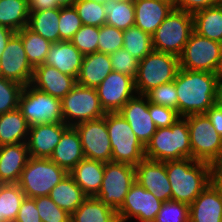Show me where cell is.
I'll return each mask as SVG.
<instances>
[{
  "mask_svg": "<svg viewBox=\"0 0 222 222\" xmlns=\"http://www.w3.org/2000/svg\"><path fill=\"white\" fill-rule=\"evenodd\" d=\"M181 117L204 114L218 99V80L215 73L179 69L174 79Z\"/></svg>",
  "mask_w": 222,
  "mask_h": 222,
  "instance_id": "6da1fadb",
  "label": "cell"
},
{
  "mask_svg": "<svg viewBox=\"0 0 222 222\" xmlns=\"http://www.w3.org/2000/svg\"><path fill=\"white\" fill-rule=\"evenodd\" d=\"M171 200L190 205L210 184V164L192 158L166 161Z\"/></svg>",
  "mask_w": 222,
  "mask_h": 222,
  "instance_id": "7a4b0ae2",
  "label": "cell"
},
{
  "mask_svg": "<svg viewBox=\"0 0 222 222\" xmlns=\"http://www.w3.org/2000/svg\"><path fill=\"white\" fill-rule=\"evenodd\" d=\"M145 158L159 162L191 158L187 119L181 117L170 127L158 128L145 147Z\"/></svg>",
  "mask_w": 222,
  "mask_h": 222,
  "instance_id": "3957f363",
  "label": "cell"
},
{
  "mask_svg": "<svg viewBox=\"0 0 222 222\" xmlns=\"http://www.w3.org/2000/svg\"><path fill=\"white\" fill-rule=\"evenodd\" d=\"M112 162L136 166L145 159V147L119 112H106Z\"/></svg>",
  "mask_w": 222,
  "mask_h": 222,
  "instance_id": "277c9868",
  "label": "cell"
},
{
  "mask_svg": "<svg viewBox=\"0 0 222 222\" xmlns=\"http://www.w3.org/2000/svg\"><path fill=\"white\" fill-rule=\"evenodd\" d=\"M179 69L178 56L153 50L138 63L134 79L137 94L145 95L154 87L174 81Z\"/></svg>",
  "mask_w": 222,
  "mask_h": 222,
  "instance_id": "5b68a950",
  "label": "cell"
},
{
  "mask_svg": "<svg viewBox=\"0 0 222 222\" xmlns=\"http://www.w3.org/2000/svg\"><path fill=\"white\" fill-rule=\"evenodd\" d=\"M67 174L64 168L49 158L29 157L18 185L27 198L48 196Z\"/></svg>",
  "mask_w": 222,
  "mask_h": 222,
  "instance_id": "8992f818",
  "label": "cell"
},
{
  "mask_svg": "<svg viewBox=\"0 0 222 222\" xmlns=\"http://www.w3.org/2000/svg\"><path fill=\"white\" fill-rule=\"evenodd\" d=\"M193 29V15L173 9L152 34L153 49L180 56Z\"/></svg>",
  "mask_w": 222,
  "mask_h": 222,
  "instance_id": "52a82bcc",
  "label": "cell"
},
{
  "mask_svg": "<svg viewBox=\"0 0 222 222\" xmlns=\"http://www.w3.org/2000/svg\"><path fill=\"white\" fill-rule=\"evenodd\" d=\"M185 118L189 129L191 158L209 164L217 162L222 151V136L205 114H192Z\"/></svg>",
  "mask_w": 222,
  "mask_h": 222,
  "instance_id": "ba28073f",
  "label": "cell"
},
{
  "mask_svg": "<svg viewBox=\"0 0 222 222\" xmlns=\"http://www.w3.org/2000/svg\"><path fill=\"white\" fill-rule=\"evenodd\" d=\"M19 109L29 127L44 123H62L61 100L48 95L31 84L24 86Z\"/></svg>",
  "mask_w": 222,
  "mask_h": 222,
  "instance_id": "9c48e42d",
  "label": "cell"
},
{
  "mask_svg": "<svg viewBox=\"0 0 222 222\" xmlns=\"http://www.w3.org/2000/svg\"><path fill=\"white\" fill-rule=\"evenodd\" d=\"M63 121L68 126H75L89 120L105 116L96 88L76 84L61 100Z\"/></svg>",
  "mask_w": 222,
  "mask_h": 222,
  "instance_id": "30bf717a",
  "label": "cell"
},
{
  "mask_svg": "<svg viewBox=\"0 0 222 222\" xmlns=\"http://www.w3.org/2000/svg\"><path fill=\"white\" fill-rule=\"evenodd\" d=\"M221 57L222 43L193 31L179 56L180 68L215 73Z\"/></svg>",
  "mask_w": 222,
  "mask_h": 222,
  "instance_id": "8fae6325",
  "label": "cell"
},
{
  "mask_svg": "<svg viewBox=\"0 0 222 222\" xmlns=\"http://www.w3.org/2000/svg\"><path fill=\"white\" fill-rule=\"evenodd\" d=\"M135 181L134 166L107 162L100 191L95 197L117 210L123 204L126 194Z\"/></svg>",
  "mask_w": 222,
  "mask_h": 222,
  "instance_id": "7c38bea8",
  "label": "cell"
},
{
  "mask_svg": "<svg viewBox=\"0 0 222 222\" xmlns=\"http://www.w3.org/2000/svg\"><path fill=\"white\" fill-rule=\"evenodd\" d=\"M74 127L79 133L85 158L104 163L112 162V148L106 126V114L102 118L82 122Z\"/></svg>",
  "mask_w": 222,
  "mask_h": 222,
  "instance_id": "4fadbf2b",
  "label": "cell"
},
{
  "mask_svg": "<svg viewBox=\"0 0 222 222\" xmlns=\"http://www.w3.org/2000/svg\"><path fill=\"white\" fill-rule=\"evenodd\" d=\"M34 68L30 65L21 37L15 32L0 56V76L23 86L31 84Z\"/></svg>",
  "mask_w": 222,
  "mask_h": 222,
  "instance_id": "5bb4252c",
  "label": "cell"
},
{
  "mask_svg": "<svg viewBox=\"0 0 222 222\" xmlns=\"http://www.w3.org/2000/svg\"><path fill=\"white\" fill-rule=\"evenodd\" d=\"M105 112H118L137 92L133 77L112 71L96 88Z\"/></svg>",
  "mask_w": 222,
  "mask_h": 222,
  "instance_id": "9a60e30c",
  "label": "cell"
},
{
  "mask_svg": "<svg viewBox=\"0 0 222 222\" xmlns=\"http://www.w3.org/2000/svg\"><path fill=\"white\" fill-rule=\"evenodd\" d=\"M162 203L135 181L126 194L123 204L117 209L119 222L156 219Z\"/></svg>",
  "mask_w": 222,
  "mask_h": 222,
  "instance_id": "2e32d148",
  "label": "cell"
},
{
  "mask_svg": "<svg viewBox=\"0 0 222 222\" xmlns=\"http://www.w3.org/2000/svg\"><path fill=\"white\" fill-rule=\"evenodd\" d=\"M118 112L130 124L141 144L146 147L157 130L149 114L147 97L136 94Z\"/></svg>",
  "mask_w": 222,
  "mask_h": 222,
  "instance_id": "e0dca14e",
  "label": "cell"
},
{
  "mask_svg": "<svg viewBox=\"0 0 222 222\" xmlns=\"http://www.w3.org/2000/svg\"><path fill=\"white\" fill-rule=\"evenodd\" d=\"M136 182L162 202L171 200V185L166 162L144 159L135 166Z\"/></svg>",
  "mask_w": 222,
  "mask_h": 222,
  "instance_id": "ac0fdd59",
  "label": "cell"
},
{
  "mask_svg": "<svg viewBox=\"0 0 222 222\" xmlns=\"http://www.w3.org/2000/svg\"><path fill=\"white\" fill-rule=\"evenodd\" d=\"M69 126L62 123H44L29 127L27 147L30 157L50 158L62 134Z\"/></svg>",
  "mask_w": 222,
  "mask_h": 222,
  "instance_id": "d6986e66",
  "label": "cell"
},
{
  "mask_svg": "<svg viewBox=\"0 0 222 222\" xmlns=\"http://www.w3.org/2000/svg\"><path fill=\"white\" fill-rule=\"evenodd\" d=\"M77 84L75 77L64 74L47 64L34 68L31 85L35 88L62 100Z\"/></svg>",
  "mask_w": 222,
  "mask_h": 222,
  "instance_id": "ffe728a7",
  "label": "cell"
},
{
  "mask_svg": "<svg viewBox=\"0 0 222 222\" xmlns=\"http://www.w3.org/2000/svg\"><path fill=\"white\" fill-rule=\"evenodd\" d=\"M29 157L26 143L0 146V184H18Z\"/></svg>",
  "mask_w": 222,
  "mask_h": 222,
  "instance_id": "44dd1931",
  "label": "cell"
},
{
  "mask_svg": "<svg viewBox=\"0 0 222 222\" xmlns=\"http://www.w3.org/2000/svg\"><path fill=\"white\" fill-rule=\"evenodd\" d=\"M84 55L70 42L60 41L50 45L44 64L78 78Z\"/></svg>",
  "mask_w": 222,
  "mask_h": 222,
  "instance_id": "7402d4cb",
  "label": "cell"
},
{
  "mask_svg": "<svg viewBox=\"0 0 222 222\" xmlns=\"http://www.w3.org/2000/svg\"><path fill=\"white\" fill-rule=\"evenodd\" d=\"M84 158L79 133L74 126H69L49 159L69 173Z\"/></svg>",
  "mask_w": 222,
  "mask_h": 222,
  "instance_id": "603a6c76",
  "label": "cell"
},
{
  "mask_svg": "<svg viewBox=\"0 0 222 222\" xmlns=\"http://www.w3.org/2000/svg\"><path fill=\"white\" fill-rule=\"evenodd\" d=\"M189 222H222V197L211 184L189 205Z\"/></svg>",
  "mask_w": 222,
  "mask_h": 222,
  "instance_id": "cb8c5ba5",
  "label": "cell"
},
{
  "mask_svg": "<svg viewBox=\"0 0 222 222\" xmlns=\"http://www.w3.org/2000/svg\"><path fill=\"white\" fill-rule=\"evenodd\" d=\"M135 9L134 26L153 34L173 8L158 0H133Z\"/></svg>",
  "mask_w": 222,
  "mask_h": 222,
  "instance_id": "d4e9b609",
  "label": "cell"
},
{
  "mask_svg": "<svg viewBox=\"0 0 222 222\" xmlns=\"http://www.w3.org/2000/svg\"><path fill=\"white\" fill-rule=\"evenodd\" d=\"M112 71L110 55L101 52L86 54L83 57L77 84L97 88Z\"/></svg>",
  "mask_w": 222,
  "mask_h": 222,
  "instance_id": "484cf974",
  "label": "cell"
},
{
  "mask_svg": "<svg viewBox=\"0 0 222 222\" xmlns=\"http://www.w3.org/2000/svg\"><path fill=\"white\" fill-rule=\"evenodd\" d=\"M104 168V162L84 158L69 174L88 197L96 196L102 185Z\"/></svg>",
  "mask_w": 222,
  "mask_h": 222,
  "instance_id": "4316f807",
  "label": "cell"
},
{
  "mask_svg": "<svg viewBox=\"0 0 222 222\" xmlns=\"http://www.w3.org/2000/svg\"><path fill=\"white\" fill-rule=\"evenodd\" d=\"M29 125L19 108L0 115V146L26 143Z\"/></svg>",
  "mask_w": 222,
  "mask_h": 222,
  "instance_id": "83f0119b",
  "label": "cell"
},
{
  "mask_svg": "<svg viewBox=\"0 0 222 222\" xmlns=\"http://www.w3.org/2000/svg\"><path fill=\"white\" fill-rule=\"evenodd\" d=\"M61 209L72 214L88 197L68 173L48 195Z\"/></svg>",
  "mask_w": 222,
  "mask_h": 222,
  "instance_id": "f1b7e54d",
  "label": "cell"
},
{
  "mask_svg": "<svg viewBox=\"0 0 222 222\" xmlns=\"http://www.w3.org/2000/svg\"><path fill=\"white\" fill-rule=\"evenodd\" d=\"M70 222H119V219L116 209L90 196L71 214Z\"/></svg>",
  "mask_w": 222,
  "mask_h": 222,
  "instance_id": "f546056e",
  "label": "cell"
},
{
  "mask_svg": "<svg viewBox=\"0 0 222 222\" xmlns=\"http://www.w3.org/2000/svg\"><path fill=\"white\" fill-rule=\"evenodd\" d=\"M193 15V29L198 35L222 43V7H208Z\"/></svg>",
  "mask_w": 222,
  "mask_h": 222,
  "instance_id": "4dcf8cb0",
  "label": "cell"
},
{
  "mask_svg": "<svg viewBox=\"0 0 222 222\" xmlns=\"http://www.w3.org/2000/svg\"><path fill=\"white\" fill-rule=\"evenodd\" d=\"M27 27L51 43L60 42L59 8L31 12Z\"/></svg>",
  "mask_w": 222,
  "mask_h": 222,
  "instance_id": "1f68e13d",
  "label": "cell"
},
{
  "mask_svg": "<svg viewBox=\"0 0 222 222\" xmlns=\"http://www.w3.org/2000/svg\"><path fill=\"white\" fill-rule=\"evenodd\" d=\"M28 0H0V26H5L14 32L28 26Z\"/></svg>",
  "mask_w": 222,
  "mask_h": 222,
  "instance_id": "d6a6232c",
  "label": "cell"
},
{
  "mask_svg": "<svg viewBox=\"0 0 222 222\" xmlns=\"http://www.w3.org/2000/svg\"><path fill=\"white\" fill-rule=\"evenodd\" d=\"M16 33L22 39L23 47L30 65L35 68L44 64L52 43L41 35L34 33L28 27H24Z\"/></svg>",
  "mask_w": 222,
  "mask_h": 222,
  "instance_id": "836d02e7",
  "label": "cell"
},
{
  "mask_svg": "<svg viewBox=\"0 0 222 222\" xmlns=\"http://www.w3.org/2000/svg\"><path fill=\"white\" fill-rule=\"evenodd\" d=\"M104 9L106 13V25L116 27L123 31L134 26L135 9L133 0L106 2Z\"/></svg>",
  "mask_w": 222,
  "mask_h": 222,
  "instance_id": "e575fe53",
  "label": "cell"
},
{
  "mask_svg": "<svg viewBox=\"0 0 222 222\" xmlns=\"http://www.w3.org/2000/svg\"><path fill=\"white\" fill-rule=\"evenodd\" d=\"M25 197L18 184H0V222H14Z\"/></svg>",
  "mask_w": 222,
  "mask_h": 222,
  "instance_id": "d590c367",
  "label": "cell"
},
{
  "mask_svg": "<svg viewBox=\"0 0 222 222\" xmlns=\"http://www.w3.org/2000/svg\"><path fill=\"white\" fill-rule=\"evenodd\" d=\"M123 48L140 61L154 50L152 35L136 26L129 27L123 31Z\"/></svg>",
  "mask_w": 222,
  "mask_h": 222,
  "instance_id": "8d00e7d4",
  "label": "cell"
},
{
  "mask_svg": "<svg viewBox=\"0 0 222 222\" xmlns=\"http://www.w3.org/2000/svg\"><path fill=\"white\" fill-rule=\"evenodd\" d=\"M83 25L101 27L106 23V13L103 3L94 1L78 0L75 5Z\"/></svg>",
  "mask_w": 222,
  "mask_h": 222,
  "instance_id": "74e56055",
  "label": "cell"
},
{
  "mask_svg": "<svg viewBox=\"0 0 222 222\" xmlns=\"http://www.w3.org/2000/svg\"><path fill=\"white\" fill-rule=\"evenodd\" d=\"M24 86L0 76V115L19 108Z\"/></svg>",
  "mask_w": 222,
  "mask_h": 222,
  "instance_id": "f35d334b",
  "label": "cell"
},
{
  "mask_svg": "<svg viewBox=\"0 0 222 222\" xmlns=\"http://www.w3.org/2000/svg\"><path fill=\"white\" fill-rule=\"evenodd\" d=\"M82 26V20L74 6L59 8L60 41H70Z\"/></svg>",
  "mask_w": 222,
  "mask_h": 222,
  "instance_id": "ab89813d",
  "label": "cell"
},
{
  "mask_svg": "<svg viewBox=\"0 0 222 222\" xmlns=\"http://www.w3.org/2000/svg\"><path fill=\"white\" fill-rule=\"evenodd\" d=\"M99 27L83 25L70 42L83 54L98 52Z\"/></svg>",
  "mask_w": 222,
  "mask_h": 222,
  "instance_id": "60d3db41",
  "label": "cell"
},
{
  "mask_svg": "<svg viewBox=\"0 0 222 222\" xmlns=\"http://www.w3.org/2000/svg\"><path fill=\"white\" fill-rule=\"evenodd\" d=\"M145 96L150 103L178 111V96L174 81L154 87Z\"/></svg>",
  "mask_w": 222,
  "mask_h": 222,
  "instance_id": "b9f144b4",
  "label": "cell"
},
{
  "mask_svg": "<svg viewBox=\"0 0 222 222\" xmlns=\"http://www.w3.org/2000/svg\"><path fill=\"white\" fill-rule=\"evenodd\" d=\"M35 205L42 222H70L71 214L58 207L49 196L36 197Z\"/></svg>",
  "mask_w": 222,
  "mask_h": 222,
  "instance_id": "7bdbcfd3",
  "label": "cell"
},
{
  "mask_svg": "<svg viewBox=\"0 0 222 222\" xmlns=\"http://www.w3.org/2000/svg\"><path fill=\"white\" fill-rule=\"evenodd\" d=\"M121 48H123V30L106 24L99 27L98 52L110 55Z\"/></svg>",
  "mask_w": 222,
  "mask_h": 222,
  "instance_id": "ee69618b",
  "label": "cell"
},
{
  "mask_svg": "<svg viewBox=\"0 0 222 222\" xmlns=\"http://www.w3.org/2000/svg\"><path fill=\"white\" fill-rule=\"evenodd\" d=\"M155 220L156 222H189V205L174 200L163 202Z\"/></svg>",
  "mask_w": 222,
  "mask_h": 222,
  "instance_id": "f6af8a7d",
  "label": "cell"
},
{
  "mask_svg": "<svg viewBox=\"0 0 222 222\" xmlns=\"http://www.w3.org/2000/svg\"><path fill=\"white\" fill-rule=\"evenodd\" d=\"M113 71L129 75L135 79L138 72L139 60L124 48L110 54Z\"/></svg>",
  "mask_w": 222,
  "mask_h": 222,
  "instance_id": "bcb514c9",
  "label": "cell"
},
{
  "mask_svg": "<svg viewBox=\"0 0 222 222\" xmlns=\"http://www.w3.org/2000/svg\"><path fill=\"white\" fill-rule=\"evenodd\" d=\"M148 109H149V114L152 120L154 121L157 129L170 127L179 118H181L178 111L168 107H164L162 105L150 103L149 101H148Z\"/></svg>",
  "mask_w": 222,
  "mask_h": 222,
  "instance_id": "7dc6e473",
  "label": "cell"
},
{
  "mask_svg": "<svg viewBox=\"0 0 222 222\" xmlns=\"http://www.w3.org/2000/svg\"><path fill=\"white\" fill-rule=\"evenodd\" d=\"M14 222H42L35 205V198H24Z\"/></svg>",
  "mask_w": 222,
  "mask_h": 222,
  "instance_id": "c3c4849f",
  "label": "cell"
},
{
  "mask_svg": "<svg viewBox=\"0 0 222 222\" xmlns=\"http://www.w3.org/2000/svg\"><path fill=\"white\" fill-rule=\"evenodd\" d=\"M213 6H215V0H178L176 9L193 14Z\"/></svg>",
  "mask_w": 222,
  "mask_h": 222,
  "instance_id": "681fc988",
  "label": "cell"
},
{
  "mask_svg": "<svg viewBox=\"0 0 222 222\" xmlns=\"http://www.w3.org/2000/svg\"><path fill=\"white\" fill-rule=\"evenodd\" d=\"M204 114L210 120L211 125H213L218 134L222 136V105L216 102Z\"/></svg>",
  "mask_w": 222,
  "mask_h": 222,
  "instance_id": "f907efd6",
  "label": "cell"
},
{
  "mask_svg": "<svg viewBox=\"0 0 222 222\" xmlns=\"http://www.w3.org/2000/svg\"><path fill=\"white\" fill-rule=\"evenodd\" d=\"M210 184L222 197V163L210 164Z\"/></svg>",
  "mask_w": 222,
  "mask_h": 222,
  "instance_id": "816d5d0a",
  "label": "cell"
},
{
  "mask_svg": "<svg viewBox=\"0 0 222 222\" xmlns=\"http://www.w3.org/2000/svg\"><path fill=\"white\" fill-rule=\"evenodd\" d=\"M29 12H38L41 10H48L54 8H60L57 2L52 0H28Z\"/></svg>",
  "mask_w": 222,
  "mask_h": 222,
  "instance_id": "f5cc1de1",
  "label": "cell"
},
{
  "mask_svg": "<svg viewBox=\"0 0 222 222\" xmlns=\"http://www.w3.org/2000/svg\"><path fill=\"white\" fill-rule=\"evenodd\" d=\"M15 32L5 26H0V56L2 55L8 40Z\"/></svg>",
  "mask_w": 222,
  "mask_h": 222,
  "instance_id": "db71d44e",
  "label": "cell"
},
{
  "mask_svg": "<svg viewBox=\"0 0 222 222\" xmlns=\"http://www.w3.org/2000/svg\"><path fill=\"white\" fill-rule=\"evenodd\" d=\"M78 0H52L57 2L60 7H73Z\"/></svg>",
  "mask_w": 222,
  "mask_h": 222,
  "instance_id": "11a10c76",
  "label": "cell"
},
{
  "mask_svg": "<svg viewBox=\"0 0 222 222\" xmlns=\"http://www.w3.org/2000/svg\"><path fill=\"white\" fill-rule=\"evenodd\" d=\"M215 74L217 76L218 82H222V57H221V60L219 62V65H218V68H217Z\"/></svg>",
  "mask_w": 222,
  "mask_h": 222,
  "instance_id": "9f6ffc18",
  "label": "cell"
},
{
  "mask_svg": "<svg viewBox=\"0 0 222 222\" xmlns=\"http://www.w3.org/2000/svg\"><path fill=\"white\" fill-rule=\"evenodd\" d=\"M218 99L217 102L222 105V82H218Z\"/></svg>",
  "mask_w": 222,
  "mask_h": 222,
  "instance_id": "6f0895ef",
  "label": "cell"
},
{
  "mask_svg": "<svg viewBox=\"0 0 222 222\" xmlns=\"http://www.w3.org/2000/svg\"><path fill=\"white\" fill-rule=\"evenodd\" d=\"M160 2L166 3L170 5L173 9H176L177 1L178 0H158Z\"/></svg>",
  "mask_w": 222,
  "mask_h": 222,
  "instance_id": "680465c9",
  "label": "cell"
},
{
  "mask_svg": "<svg viewBox=\"0 0 222 222\" xmlns=\"http://www.w3.org/2000/svg\"><path fill=\"white\" fill-rule=\"evenodd\" d=\"M215 6L222 7V0H215Z\"/></svg>",
  "mask_w": 222,
  "mask_h": 222,
  "instance_id": "91938a15",
  "label": "cell"
},
{
  "mask_svg": "<svg viewBox=\"0 0 222 222\" xmlns=\"http://www.w3.org/2000/svg\"><path fill=\"white\" fill-rule=\"evenodd\" d=\"M86 1H94L96 3H103V4L107 2V0H86Z\"/></svg>",
  "mask_w": 222,
  "mask_h": 222,
  "instance_id": "94428289",
  "label": "cell"
},
{
  "mask_svg": "<svg viewBox=\"0 0 222 222\" xmlns=\"http://www.w3.org/2000/svg\"><path fill=\"white\" fill-rule=\"evenodd\" d=\"M137 222H156L155 219L137 220Z\"/></svg>",
  "mask_w": 222,
  "mask_h": 222,
  "instance_id": "6125c7cd",
  "label": "cell"
},
{
  "mask_svg": "<svg viewBox=\"0 0 222 222\" xmlns=\"http://www.w3.org/2000/svg\"><path fill=\"white\" fill-rule=\"evenodd\" d=\"M122 1H125V0H107V2H122Z\"/></svg>",
  "mask_w": 222,
  "mask_h": 222,
  "instance_id": "be15d7a7",
  "label": "cell"
},
{
  "mask_svg": "<svg viewBox=\"0 0 222 222\" xmlns=\"http://www.w3.org/2000/svg\"><path fill=\"white\" fill-rule=\"evenodd\" d=\"M217 163H222V151H221V156H220L219 160L217 161Z\"/></svg>",
  "mask_w": 222,
  "mask_h": 222,
  "instance_id": "e7e4bbea",
  "label": "cell"
}]
</instances>
